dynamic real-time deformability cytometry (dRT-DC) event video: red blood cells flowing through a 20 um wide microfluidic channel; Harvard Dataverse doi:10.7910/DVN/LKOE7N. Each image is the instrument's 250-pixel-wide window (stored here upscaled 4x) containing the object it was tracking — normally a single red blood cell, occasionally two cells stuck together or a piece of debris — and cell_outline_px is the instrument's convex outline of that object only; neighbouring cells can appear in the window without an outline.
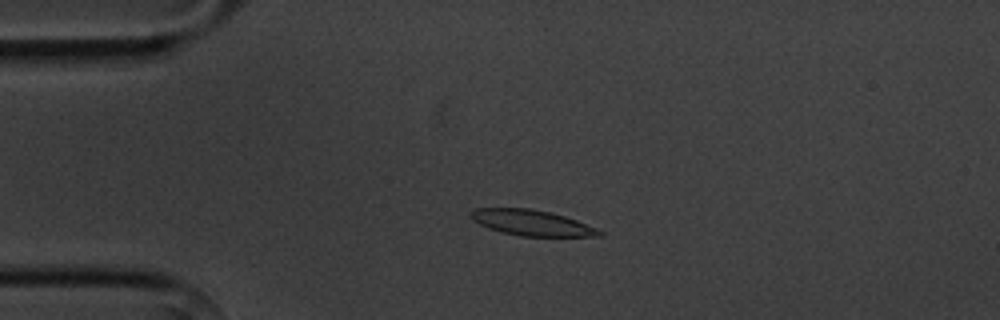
{"species": "common noctule bat (a hibernating species)", "species_latin": "Nyctalus noctula", "temperature_condition": "cold", "stored_images_in_passage": 6, "camera_frame_rate_fps": 3000, "um_per_image_px": 0.085, "animal": {"sex": "male", "body_mass_g": 20.1, "forearm_length_mm": 53.5}, "frame": {"image": 1, "passage_image": 3, "time_ms": 2.333, "image_size_px": [1000, 320], "cell_outline_px": [[604, 236], [520, 236], [488, 228], [472, 220], [468, 216], [476, 208], [532, 208], [552, 212], [576, 220], [596, 228], [604, 232]], "centroid_in_image_um": [45.2, 18.93], "position_along_channel_um": 39.8, "area_um2": 19.19}}
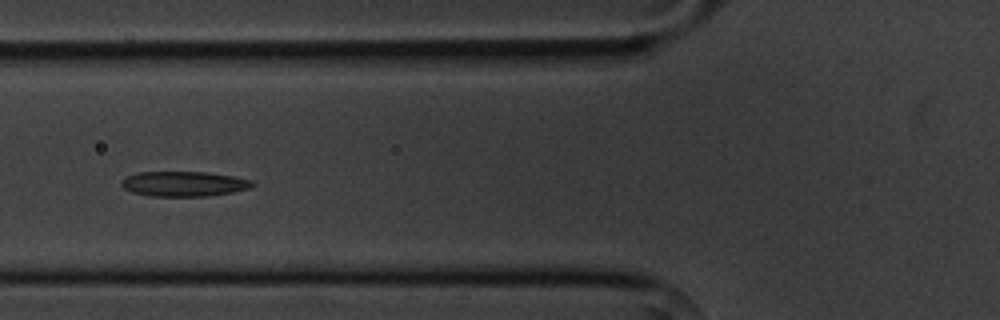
{"frame": {"image": 2, "passage_image": 5, "time_ms": 5.0, "image_size_px": [1000, 320], "cell_outline_px": [[256, 184], [252, 188], [232, 192], [208, 196], [148, 196], [132, 192], [124, 188], [120, 184], [120, 180], [124, 176], [136, 172], [204, 172], [232, 176], [252, 180]], "centroid_in_image_um": [15.6, 15.62], "position_along_channel_um": 110.2, "area_um2": 19.31}}
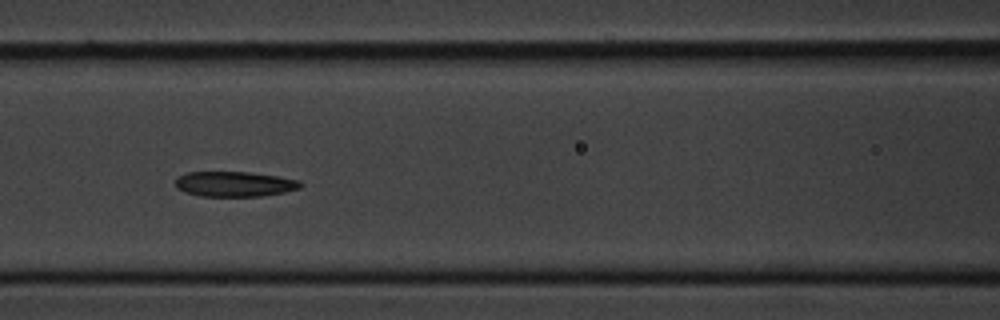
{"frame": {"image": 3, "passage_image": 6, "time_ms": 6.0, "image_size_px": [1000, 320], "cell_outline_px": [[304, 184], [300, 188], [284, 192], [260, 196], [200, 196], [184, 192], [176, 188], [176, 180], [180, 176], [188, 172], [248, 172], [280, 176], [300, 180]], "centroid_in_image_um": [19.97, 15.64], "position_along_channel_um": 146.6, "area_um2": 18.38}}